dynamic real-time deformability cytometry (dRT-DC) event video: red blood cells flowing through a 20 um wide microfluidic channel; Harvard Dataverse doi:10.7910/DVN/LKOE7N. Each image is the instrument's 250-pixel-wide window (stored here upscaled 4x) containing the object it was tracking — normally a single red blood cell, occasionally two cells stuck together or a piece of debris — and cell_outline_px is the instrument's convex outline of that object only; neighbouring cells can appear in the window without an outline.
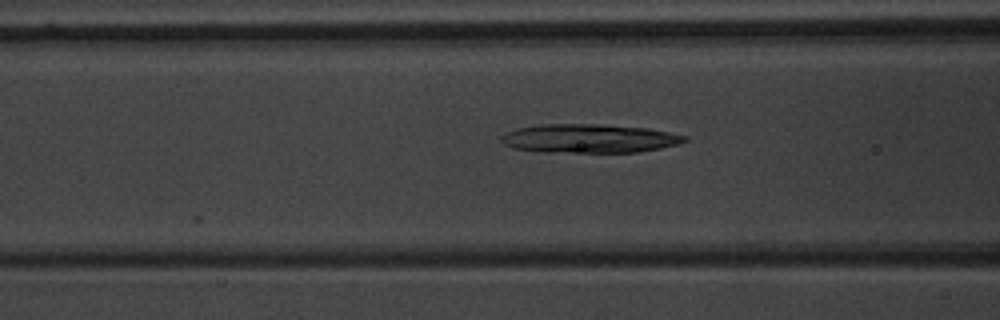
{"species": "common noctule bat (a hibernating species)", "species_latin": "Nyctalus noctula", "temperature_condition": "warm", "stored_images_in_passage": 46, "camera_frame_rate_fps": 3000, "um_per_image_px": 0.085, "animal": {"sex": "male", "body_mass_g": 20.1, "forearm_length_mm": 53.5}, "frame": {"image": 1, "passage_image": 14, "time_ms": 4.333, "image_size_px": [1000, 320], "cell_outline_px": [[688, 140], [680, 144], [640, 152], [544, 152], [512, 148], [504, 144], [500, 140], [500, 136], [504, 132], [516, 128], [540, 124], [596, 124], [648, 128], [688, 136]], "centroid_in_image_um": [50.06, 11.77], "position_along_channel_um": 116.5, "area_um2": 30.98}}
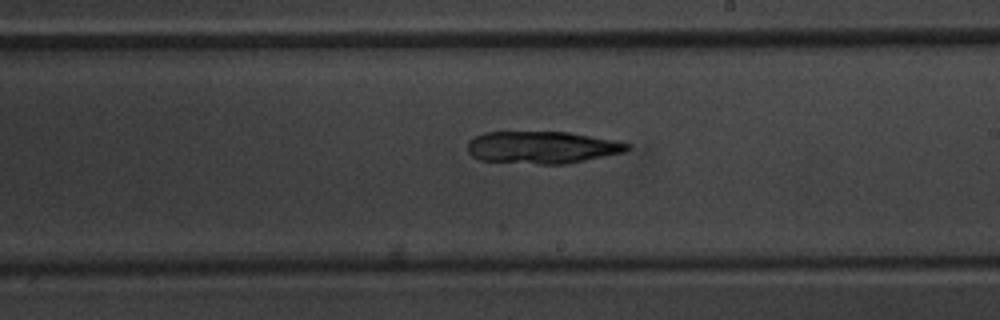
{"frame": {"image": 2, "passage_image": 24, "time_ms": 7.667, "image_size_px": [1000, 320], "cell_outline_px": [[632, 148], [628, 152], [568, 164], [540, 164], [480, 160], [472, 156], [468, 152], [468, 140], [484, 132], [568, 132], [616, 140], [632, 144]], "centroid_in_image_um": [46.16, 12.53], "position_along_channel_um": 242.8, "area_um2": 30.4}}
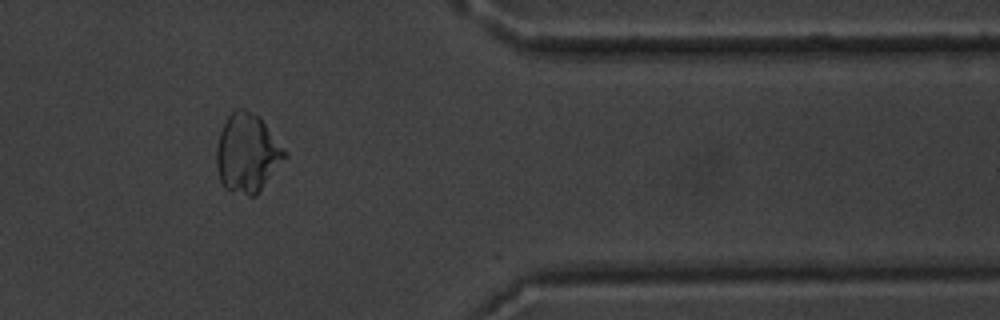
{"frame": {"image": 3, "passage_image": 37, "time_ms": 12.0, "image_size_px": [1000, 320], "cell_outline_px": [[288, 156], [256, 196], [248, 196], [232, 192], [220, 180], [216, 164], [216, 148], [220, 132], [228, 116], [236, 108], [244, 108], [256, 116], [264, 124], [288, 152]], "centroid_in_image_um": [21.03, 13.05], "position_along_channel_um": 390.4, "area_um2": 31.04}}